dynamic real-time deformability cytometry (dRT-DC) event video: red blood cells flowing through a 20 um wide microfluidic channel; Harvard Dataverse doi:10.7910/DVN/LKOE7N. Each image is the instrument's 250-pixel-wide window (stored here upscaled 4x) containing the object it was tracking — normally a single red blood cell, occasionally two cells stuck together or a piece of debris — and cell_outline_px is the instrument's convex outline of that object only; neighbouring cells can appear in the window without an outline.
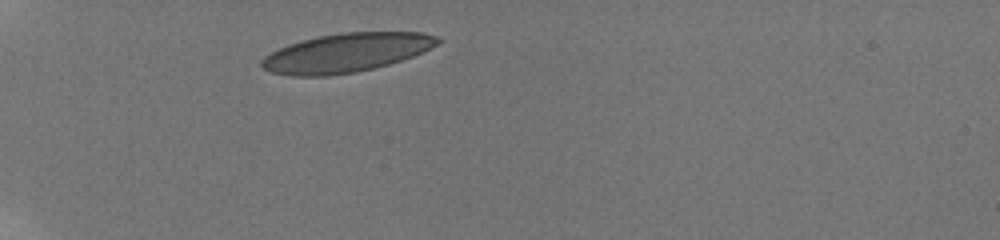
{"species": "human", "species_latin": "Homo sapiens", "temperature_condition": "room temperature", "stored_images_in_passage": 35, "camera_frame_rate_fps": 3000, "um_per_image_px": 0.085, "donor": {"sex": "male"}, "frame": {"image": 1, "passage_image": 1, "time_ms": 0.0, "image_size_px": [1000, 240], "cell_outline_px": [[444, 40], [412, 56], [388, 64], [356, 72], [328, 76], [292, 76], [272, 72], [264, 68], [260, 64], [260, 60], [264, 56], [288, 44], [320, 36], [344, 32], [424, 32], [436, 36]], "centroid_in_image_um": [29.42, 4.48], "position_along_channel_um": 55.6, "area_um2": 39.48}}
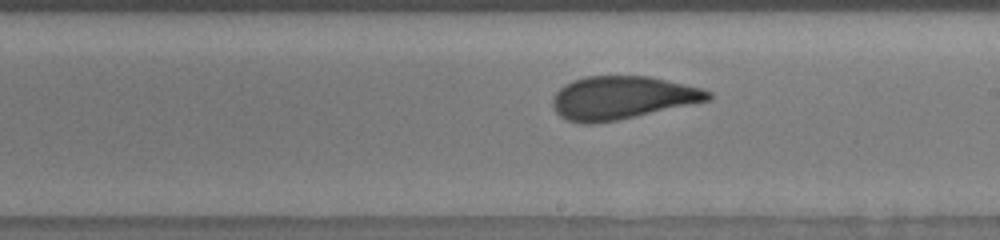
{"frame": {"image": 2, "passage_image": 18, "time_ms": 5.667, "image_size_px": [1000, 240], "cell_outline_px": [[712, 100], [616, 120], [592, 124], [584, 124], [568, 120], [560, 116], [552, 108], [552, 96], [564, 84], [572, 80], [584, 76], [648, 76], [700, 88], [712, 92]], "centroid_in_image_um": [52.84, 8.31], "position_along_channel_um": 236.2, "area_um2": 38.96}}
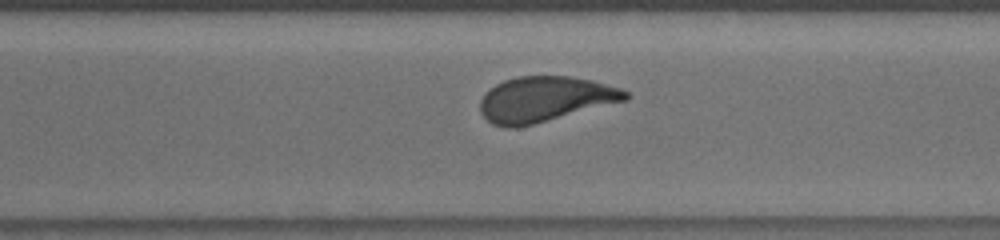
{"frame": {"image": 3, "passage_image": 25, "time_ms": 8.0, "image_size_px": [1000, 240], "cell_outline_px": [[632, 96], [628, 100], [516, 128], [504, 128], [492, 124], [480, 112], [480, 100], [484, 92], [488, 88], [504, 80], [520, 76], [572, 76], [592, 80], [620, 88], [632, 92]], "centroid_in_image_um": [46.33, 8.42], "position_along_channel_um": 324.3, "area_um2": 38.61}, "authors_computed_cell_mechanics": {"area_um2": 38.8994, "velocity_mm_per_s": 3.789, "shape_relaxation_time_tau1_ms": 5.7434, "shape_relaxation_time_tau2_ms": 0.8862, "deformation_change_tau1": 0.1781, "deformation_change_tau2": 0.0689}}